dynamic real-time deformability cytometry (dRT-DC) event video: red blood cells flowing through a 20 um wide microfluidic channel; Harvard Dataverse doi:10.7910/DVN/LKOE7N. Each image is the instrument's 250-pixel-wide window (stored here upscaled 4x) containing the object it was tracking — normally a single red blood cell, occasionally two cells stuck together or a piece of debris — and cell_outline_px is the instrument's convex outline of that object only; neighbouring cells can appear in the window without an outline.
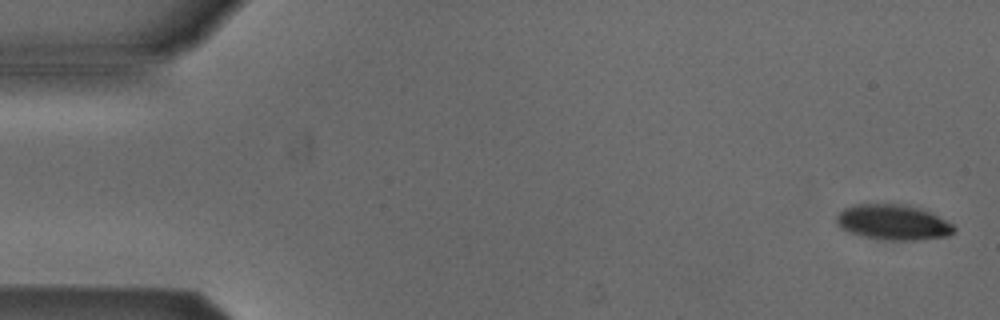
{"species": "Egyptian fruit bat (a non-hibernating species)", "species_latin": "Rousettus aegyptiacus", "temperature_condition": "cold", "stored_images_in_passage": 5, "segment_of_instrument_passage": [2, 2], "camera_frame_rate_fps": 3000, "um_per_image_px": 0.085, "animal": {"sex": "male"}, "frame": {"image": 1, "passage_image": 5, "time_ms": 5.0, "image_size_px": [1000, 320], "cell_outline_px": [[956, 232], [948, 236], [916, 240], [884, 240], [864, 236], [852, 232], [836, 224], [836, 216], [844, 208], [856, 204], [908, 204], [920, 208], [952, 224], [956, 228]], "centroid_in_image_um": [75.93, 18.89], "position_along_channel_um": 9.1, "area_um2": 23.99}}